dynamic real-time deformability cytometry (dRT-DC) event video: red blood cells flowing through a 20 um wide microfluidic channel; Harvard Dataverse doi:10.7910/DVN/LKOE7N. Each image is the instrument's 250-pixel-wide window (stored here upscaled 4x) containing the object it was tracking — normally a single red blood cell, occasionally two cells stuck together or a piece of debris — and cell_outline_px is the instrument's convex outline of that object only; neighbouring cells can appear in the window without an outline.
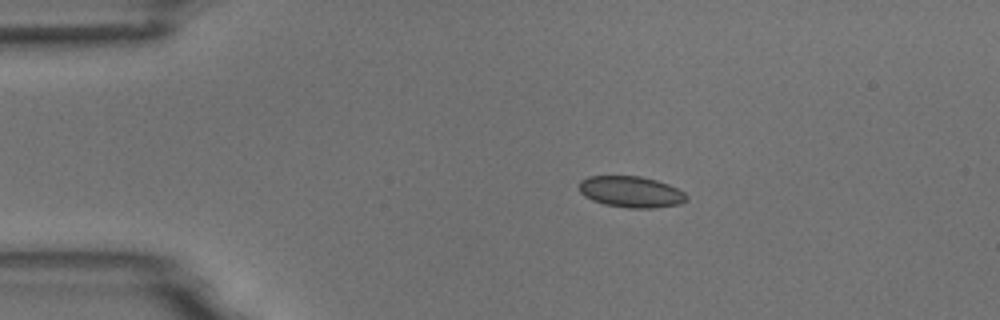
{"species": "common noctule bat (a hibernating species)", "species_latin": "Nyctalus noctula", "temperature_condition": "room temperature", "stored_images_in_passage": 3, "camera_frame_rate_fps": 3000, "um_per_image_px": 0.085, "animal": {"sex": "male", "body_mass_g": 18.8}, "frame": {"image": 1, "passage_image": 1, "time_ms": 0.0, "image_size_px": [1000, 320], "cell_outline_px": [[688, 200], [680, 204], [652, 208], [628, 208], [604, 204], [592, 200], [584, 196], [580, 192], [580, 180], [588, 176], [640, 176], [656, 180], [668, 184], [684, 192], [688, 196]], "centroid_in_image_um": [53.64, 16.31], "position_along_channel_um": 31.4, "area_um2": 19.59}}
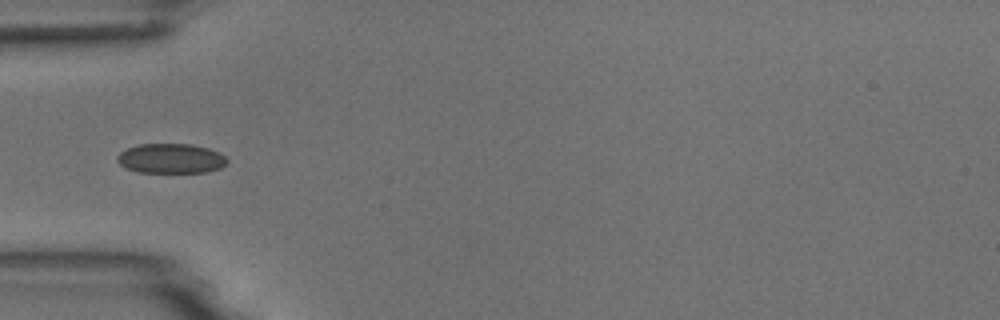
{"frame": {"image": 2, "passage_image": 3, "time_ms": 2.333, "image_size_px": [1000, 320], "cell_outline_px": [[228, 164], [220, 168], [208, 172], [136, 172], [124, 168], [116, 160], [116, 156], [120, 152], [128, 148], [140, 144], [192, 144], [208, 148], [220, 152], [228, 160]], "centroid_in_image_um": [14.53, 13.47], "position_along_channel_um": 70.5, "area_um2": 19.25}}